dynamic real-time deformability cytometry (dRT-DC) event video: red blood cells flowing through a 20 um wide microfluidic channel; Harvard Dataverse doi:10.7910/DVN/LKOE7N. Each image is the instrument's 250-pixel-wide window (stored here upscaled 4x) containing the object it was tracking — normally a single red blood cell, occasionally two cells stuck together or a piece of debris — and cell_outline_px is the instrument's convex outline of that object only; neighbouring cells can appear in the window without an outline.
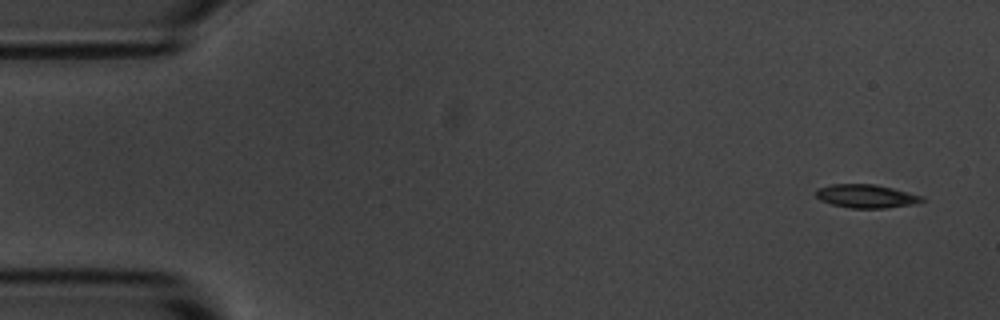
{"species": "common noctule bat (a hibernating species)", "species_latin": "Nyctalus noctula", "temperature_condition": "room temperature", "stored_images_in_passage": 5, "segment_of_instrument_passage": [1, 2], "camera_frame_rate_fps": 3000, "um_per_image_px": 0.085, "animal": {"sex": "male", "body_mass_g": 20.1, "forearm_length_mm": 53.5}, "frame": {"image": 1, "passage_image": 1, "time_ms": 0.0, "image_size_px": [1000, 320], "cell_outline_px": [[924, 200], [916, 204], [884, 208], [852, 208], [832, 204], [820, 200], [816, 196], [816, 188], [832, 184], [876, 184], [924, 196]], "centroid_in_image_um": [73.63, 16.67], "position_along_channel_um": 11.4, "area_um2": 14.51}}